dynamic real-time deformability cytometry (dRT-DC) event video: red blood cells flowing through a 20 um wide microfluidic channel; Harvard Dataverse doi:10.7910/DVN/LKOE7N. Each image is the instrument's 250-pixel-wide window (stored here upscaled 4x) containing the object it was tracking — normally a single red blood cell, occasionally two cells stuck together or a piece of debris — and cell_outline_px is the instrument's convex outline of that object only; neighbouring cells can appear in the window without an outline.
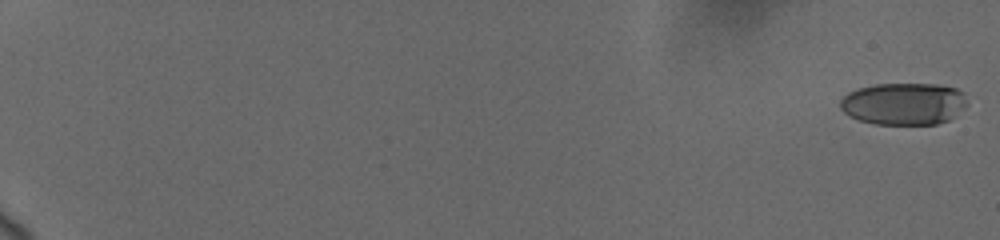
{"species": "human", "species_latin": "Homo sapiens", "temperature_condition": "cold", "stored_images_in_passage": 19, "camera_frame_rate_fps": 3000, "um_per_image_px": 0.085, "donor": {"sex": "female"}, "frame": {"image": 1, "passage_image": 1, "time_ms": 0.0, "image_size_px": [1000, 240], "cell_outline_px": [[968, 104], [964, 108], [948, 120], [936, 124], [876, 124], [860, 120], [848, 116], [840, 108], [840, 100], [848, 92], [860, 88], [876, 84], [936, 84], [956, 88], [964, 92]], "centroid_in_image_um": [76.83, 8.81], "position_along_channel_um": 8.2, "area_um2": 31.21}}
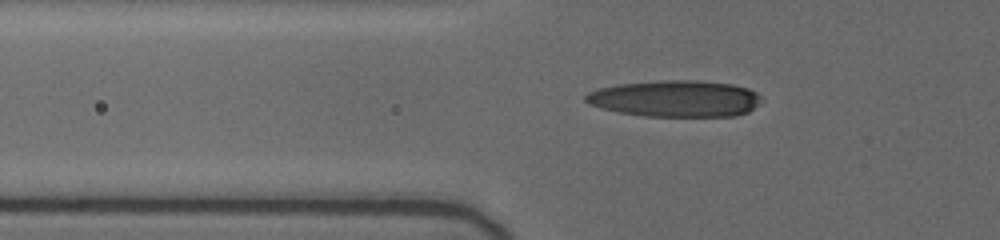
{"frame": {"image": 2, "passage_image": 17, "time_ms": 7.667, "image_size_px": [1000, 240], "cell_outline_px": [[764, 100], [748, 112], [736, 116], [644, 116], [620, 112], [600, 108], [588, 104], [584, 100], [584, 96], [588, 92], [600, 88], [620, 84], [664, 80], [696, 80], [732, 84], [748, 88], [756, 92]], "centroid_in_image_um": [57.43, 8.38], "position_along_channel_um": 68.4, "area_um2": 37.51}}